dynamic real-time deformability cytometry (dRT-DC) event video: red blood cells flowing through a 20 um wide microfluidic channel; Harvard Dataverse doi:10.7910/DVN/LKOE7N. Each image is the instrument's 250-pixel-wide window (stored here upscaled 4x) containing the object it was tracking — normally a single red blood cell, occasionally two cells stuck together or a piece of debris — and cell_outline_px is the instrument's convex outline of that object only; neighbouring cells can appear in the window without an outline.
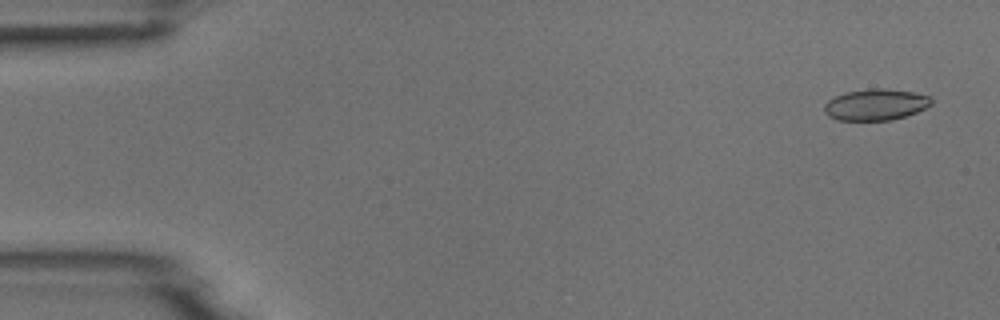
{"species": "common noctule bat (a hibernating species)", "species_latin": "Nyctalus noctula", "temperature_condition": "room temperature", "stored_images_in_passage": 53, "camera_frame_rate_fps": 3000, "um_per_image_px": 0.085, "animal": {"sex": "male", "body_mass_g": 18.8}, "frame": {"image": 1, "passage_image": 3, "time_ms": 0.667, "image_size_px": [1000, 320], "cell_outline_px": [[932, 104], [916, 112], [892, 120], [836, 120], [828, 116], [824, 112], [824, 104], [828, 100], [844, 92], [868, 88], [884, 88], [912, 92], [928, 96], [932, 100]], "centroid_in_image_um": [74.39, 8.89], "position_along_channel_um": 10.6, "area_um2": 19.54}}
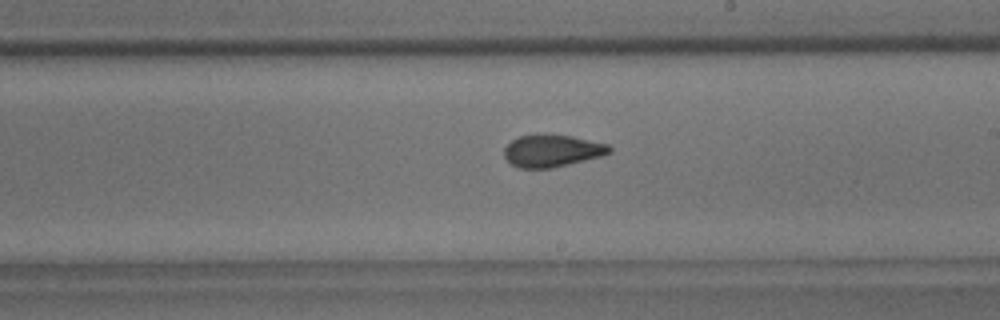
{"frame": {"image": 2, "passage_image": 31, "time_ms": 10.0, "image_size_px": [1000, 320], "cell_outline_px": [[612, 152], [600, 156], [552, 168], [520, 168], [512, 164], [504, 156], [504, 148], [512, 140], [520, 136], [544, 132], [572, 136], [608, 144], [612, 148]], "centroid_in_image_um": [46.92, 12.78], "position_along_channel_um": 242.1, "area_um2": 19.94}}
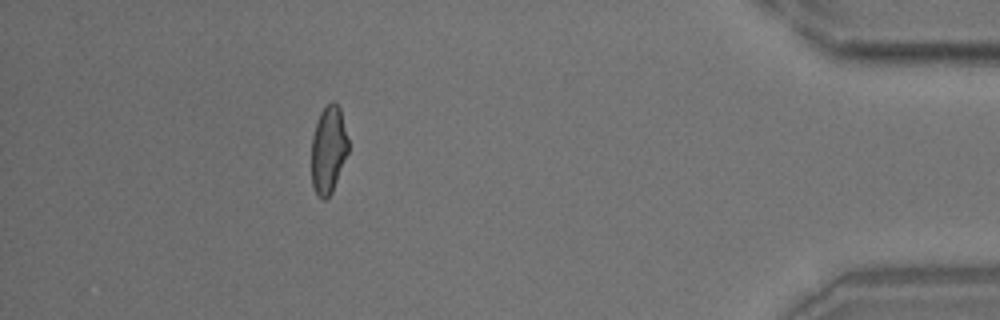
{"frame": {"image": 3, "passage_image": 48, "time_ms": 15.667, "image_size_px": [1000, 320], "cell_outline_px": [[348, 152], [332, 192], [324, 200], [316, 192], [312, 184], [312, 136], [316, 120], [320, 112], [332, 100], [340, 108], [348, 140]], "centroid_in_image_um": [27.91, 12.69], "position_along_channel_um": 407.3, "area_um2": 18.55}}